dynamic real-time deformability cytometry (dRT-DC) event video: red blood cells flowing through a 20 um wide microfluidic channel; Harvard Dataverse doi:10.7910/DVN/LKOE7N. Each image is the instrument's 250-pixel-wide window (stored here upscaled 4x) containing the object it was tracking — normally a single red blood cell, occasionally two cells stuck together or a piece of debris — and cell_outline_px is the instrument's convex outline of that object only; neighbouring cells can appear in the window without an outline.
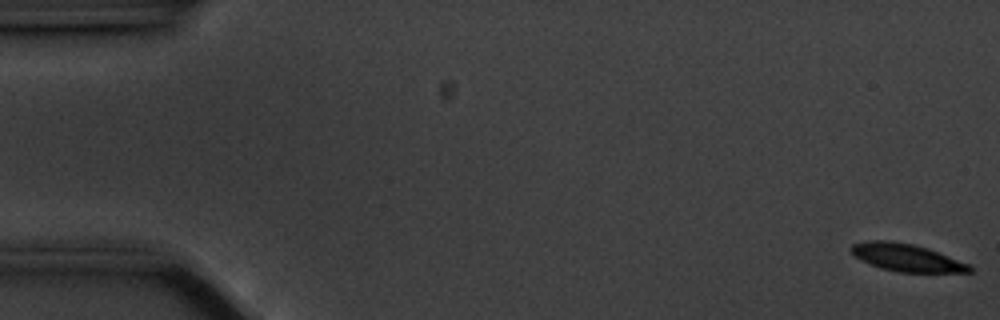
{"species": "common noctule bat (a hibernating species)", "species_latin": "Nyctalus noctula", "temperature_condition": "cold", "stored_images_in_passage": 57, "camera_frame_rate_fps": 3000, "um_per_image_px": 0.085, "animal": {"sex": "male", "body_mass_g": 20.1, "forearm_length_mm": 53.5}, "frame": {"image": 1, "passage_image": 1, "time_ms": 0.0, "image_size_px": [1000, 320], "cell_outline_px": [[972, 272], [900, 272], [880, 268], [868, 264], [852, 256], [848, 248], [852, 244], [868, 240], [888, 240], [912, 244], [928, 248], [968, 264], [972, 268]], "centroid_in_image_um": [76.96, 21.88], "position_along_channel_um": 8.0, "area_um2": 19.07}}
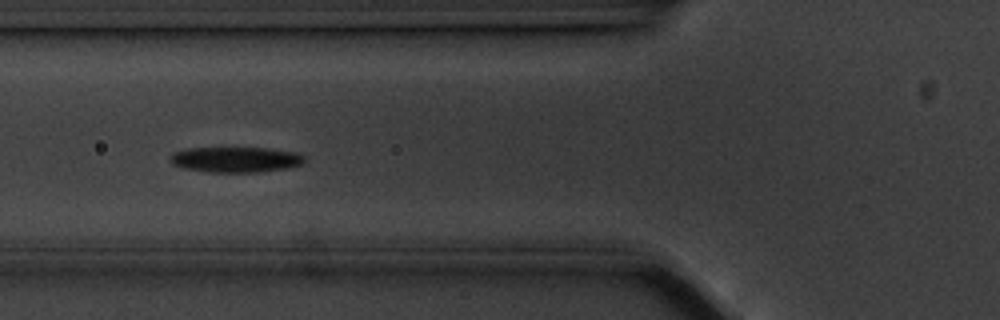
{"frame": {"image": 2, "passage_image": 21, "time_ms": 6.667, "image_size_px": [1000, 320], "cell_outline_px": [[304, 164], [288, 168], [256, 172], [208, 172], [184, 168], [172, 164], [168, 160], [168, 156], [172, 152], [188, 148], [268, 148], [296, 152], [304, 156]], "centroid_in_image_um": [20.0, 13.56], "position_along_channel_um": 105.8, "area_um2": 20.11}}
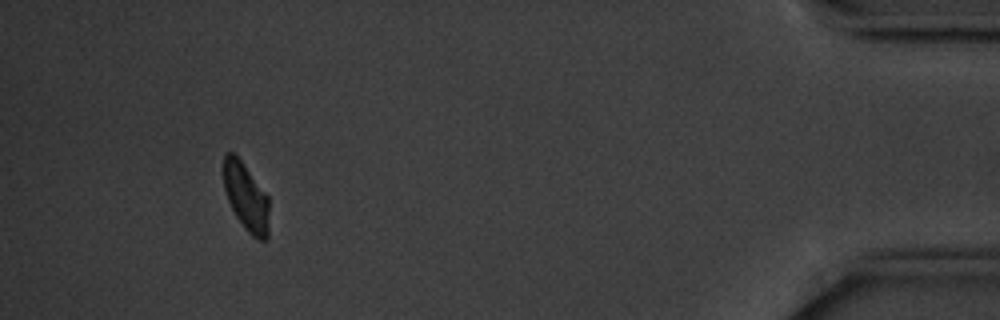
{"frame": {"image": 3, "passage_image": 53, "time_ms": 17.333, "image_size_px": [1000, 320], "cell_outline_px": [[268, 240], [260, 240], [252, 236], [244, 228], [236, 216], [228, 200], [224, 188], [224, 152], [232, 152], [240, 160], [268, 196]], "centroid_in_image_um": [20.92, 16.77], "position_along_channel_um": 414.3, "area_um2": 17.69}, "authors_computed_cell_mechanics": {"area_um2": 19.7098, "velocity_mm_per_s": 3.5016, "shape_relaxation_time_tau1_ms": 1.8814, "shape_relaxation_time_tau2_ms": 6.8356, "deformation_change_tau1": 0.0979, "deformation_change_tau2": 0.1023}}